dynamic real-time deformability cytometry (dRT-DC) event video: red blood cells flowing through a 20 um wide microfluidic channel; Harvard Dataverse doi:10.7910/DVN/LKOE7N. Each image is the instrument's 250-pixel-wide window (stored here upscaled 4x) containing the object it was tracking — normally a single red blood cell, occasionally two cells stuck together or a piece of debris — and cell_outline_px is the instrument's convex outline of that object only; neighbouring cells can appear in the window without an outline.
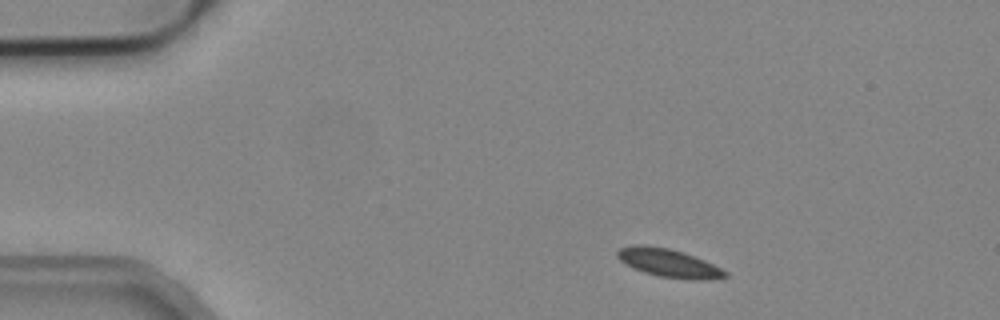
{"species": "common noctule bat (a hibernating species)", "species_latin": "Nyctalus noctula", "temperature_condition": "cold", "stored_images_in_passage": 3, "camera_frame_rate_fps": 3000, "um_per_image_px": 0.085, "animal": {"sex": "male", "body_mass_g": 19.2, "forearm_length_mm": 51.8}, "frame": {"image": 1, "passage_image": 1, "time_ms": 0.0, "image_size_px": [1000, 320], "cell_outline_px": [[728, 276], [704, 280], [692, 280], [660, 276], [644, 272], [620, 260], [616, 256], [616, 252], [620, 248], [636, 244], [644, 244], [668, 248], [684, 252], [704, 260], [728, 272]], "centroid_in_image_um": [56.84, 22.34], "position_along_channel_um": 28.2, "area_um2": 17.57}}